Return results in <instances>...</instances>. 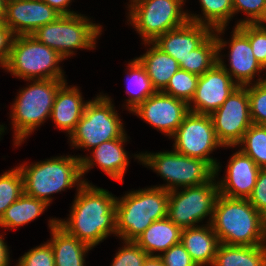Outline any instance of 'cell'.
<instances>
[{
  "mask_svg": "<svg viewBox=\"0 0 266 266\" xmlns=\"http://www.w3.org/2000/svg\"><path fill=\"white\" fill-rule=\"evenodd\" d=\"M128 67L131 72L128 86H131H129L130 88H127V91L131 98L127 101L130 108L129 110L133 111L149 96L153 95L156 90L153 88L151 80L144 67L137 59L131 61Z\"/></svg>",
  "mask_w": 266,
  "mask_h": 266,
  "instance_id": "f546056e",
  "label": "cell"
},
{
  "mask_svg": "<svg viewBox=\"0 0 266 266\" xmlns=\"http://www.w3.org/2000/svg\"><path fill=\"white\" fill-rule=\"evenodd\" d=\"M49 226L55 266H84V254L91 246L68 234L58 225V220H50Z\"/></svg>",
  "mask_w": 266,
  "mask_h": 266,
  "instance_id": "603a6c76",
  "label": "cell"
},
{
  "mask_svg": "<svg viewBox=\"0 0 266 266\" xmlns=\"http://www.w3.org/2000/svg\"><path fill=\"white\" fill-rule=\"evenodd\" d=\"M238 27L248 36L249 42L259 64L266 68V27L257 24L246 23Z\"/></svg>",
  "mask_w": 266,
  "mask_h": 266,
  "instance_id": "e575fe53",
  "label": "cell"
},
{
  "mask_svg": "<svg viewBox=\"0 0 266 266\" xmlns=\"http://www.w3.org/2000/svg\"><path fill=\"white\" fill-rule=\"evenodd\" d=\"M7 0H0V22L4 21Z\"/></svg>",
  "mask_w": 266,
  "mask_h": 266,
  "instance_id": "f6af8a7d",
  "label": "cell"
},
{
  "mask_svg": "<svg viewBox=\"0 0 266 266\" xmlns=\"http://www.w3.org/2000/svg\"><path fill=\"white\" fill-rule=\"evenodd\" d=\"M164 255H158L165 266H197L182 243L171 246Z\"/></svg>",
  "mask_w": 266,
  "mask_h": 266,
  "instance_id": "f35d334b",
  "label": "cell"
},
{
  "mask_svg": "<svg viewBox=\"0 0 266 266\" xmlns=\"http://www.w3.org/2000/svg\"><path fill=\"white\" fill-rule=\"evenodd\" d=\"M143 120L172 136L189 112L188 104L162 91H156L135 110Z\"/></svg>",
  "mask_w": 266,
  "mask_h": 266,
  "instance_id": "9a60e30c",
  "label": "cell"
},
{
  "mask_svg": "<svg viewBox=\"0 0 266 266\" xmlns=\"http://www.w3.org/2000/svg\"><path fill=\"white\" fill-rule=\"evenodd\" d=\"M263 22H266V6H265V10H264L262 17L259 19V21L256 24L261 25V23Z\"/></svg>",
  "mask_w": 266,
  "mask_h": 266,
  "instance_id": "bcb514c9",
  "label": "cell"
},
{
  "mask_svg": "<svg viewBox=\"0 0 266 266\" xmlns=\"http://www.w3.org/2000/svg\"><path fill=\"white\" fill-rule=\"evenodd\" d=\"M245 144L240 150L252 158L259 168H266V125L252 124L239 142Z\"/></svg>",
  "mask_w": 266,
  "mask_h": 266,
  "instance_id": "4dcf8cb0",
  "label": "cell"
},
{
  "mask_svg": "<svg viewBox=\"0 0 266 266\" xmlns=\"http://www.w3.org/2000/svg\"><path fill=\"white\" fill-rule=\"evenodd\" d=\"M247 92L252 123L266 125V80L258 79Z\"/></svg>",
  "mask_w": 266,
  "mask_h": 266,
  "instance_id": "836d02e7",
  "label": "cell"
},
{
  "mask_svg": "<svg viewBox=\"0 0 266 266\" xmlns=\"http://www.w3.org/2000/svg\"><path fill=\"white\" fill-rule=\"evenodd\" d=\"M60 16L42 0H7L3 22L15 36L32 35L39 27L56 21Z\"/></svg>",
  "mask_w": 266,
  "mask_h": 266,
  "instance_id": "2e32d148",
  "label": "cell"
},
{
  "mask_svg": "<svg viewBox=\"0 0 266 266\" xmlns=\"http://www.w3.org/2000/svg\"><path fill=\"white\" fill-rule=\"evenodd\" d=\"M208 226L182 229L181 243L197 266L213 265L220 245L211 224Z\"/></svg>",
  "mask_w": 266,
  "mask_h": 266,
  "instance_id": "44dd1931",
  "label": "cell"
},
{
  "mask_svg": "<svg viewBox=\"0 0 266 266\" xmlns=\"http://www.w3.org/2000/svg\"><path fill=\"white\" fill-rule=\"evenodd\" d=\"M138 157L143 164L152 167L169 182L165 186H160L168 191L175 190V185L185 188L204 184L215 175V170L203 159L188 157L175 150L140 154Z\"/></svg>",
  "mask_w": 266,
  "mask_h": 266,
  "instance_id": "9c48e42d",
  "label": "cell"
},
{
  "mask_svg": "<svg viewBox=\"0 0 266 266\" xmlns=\"http://www.w3.org/2000/svg\"><path fill=\"white\" fill-rule=\"evenodd\" d=\"M227 167L226 179L218 184L219 194L228 198L248 199L261 168L241 151L231 157Z\"/></svg>",
  "mask_w": 266,
  "mask_h": 266,
  "instance_id": "e0dca14e",
  "label": "cell"
},
{
  "mask_svg": "<svg viewBox=\"0 0 266 266\" xmlns=\"http://www.w3.org/2000/svg\"><path fill=\"white\" fill-rule=\"evenodd\" d=\"M230 71L238 86H248L255 73L264 69L253 54L248 36L238 27L234 29L230 42Z\"/></svg>",
  "mask_w": 266,
  "mask_h": 266,
  "instance_id": "d6986e66",
  "label": "cell"
},
{
  "mask_svg": "<svg viewBox=\"0 0 266 266\" xmlns=\"http://www.w3.org/2000/svg\"><path fill=\"white\" fill-rule=\"evenodd\" d=\"M18 266H55L53 249L50 243L31 249L19 260Z\"/></svg>",
  "mask_w": 266,
  "mask_h": 266,
  "instance_id": "8d00e7d4",
  "label": "cell"
},
{
  "mask_svg": "<svg viewBox=\"0 0 266 266\" xmlns=\"http://www.w3.org/2000/svg\"><path fill=\"white\" fill-rule=\"evenodd\" d=\"M175 138V151L193 158L206 161L217 174L219 166L208 154L217 146H223L217 139L213 122L208 114L188 112L178 129Z\"/></svg>",
  "mask_w": 266,
  "mask_h": 266,
  "instance_id": "7c38bea8",
  "label": "cell"
},
{
  "mask_svg": "<svg viewBox=\"0 0 266 266\" xmlns=\"http://www.w3.org/2000/svg\"><path fill=\"white\" fill-rule=\"evenodd\" d=\"M0 235V266H8L9 264V253L7 249V245H5L3 239Z\"/></svg>",
  "mask_w": 266,
  "mask_h": 266,
  "instance_id": "7bdbcfd3",
  "label": "cell"
},
{
  "mask_svg": "<svg viewBox=\"0 0 266 266\" xmlns=\"http://www.w3.org/2000/svg\"><path fill=\"white\" fill-rule=\"evenodd\" d=\"M206 183L185 187L184 191L176 193V189L169 191L167 217L181 229L195 227L194 224L213 216L216 199L219 195L218 183L212 180Z\"/></svg>",
  "mask_w": 266,
  "mask_h": 266,
  "instance_id": "8fae6325",
  "label": "cell"
},
{
  "mask_svg": "<svg viewBox=\"0 0 266 266\" xmlns=\"http://www.w3.org/2000/svg\"><path fill=\"white\" fill-rule=\"evenodd\" d=\"M100 27L79 14L61 15L56 21L39 27L31 36L65 58L73 54L72 49L94 48Z\"/></svg>",
  "mask_w": 266,
  "mask_h": 266,
  "instance_id": "ba28073f",
  "label": "cell"
},
{
  "mask_svg": "<svg viewBox=\"0 0 266 266\" xmlns=\"http://www.w3.org/2000/svg\"><path fill=\"white\" fill-rule=\"evenodd\" d=\"M218 141L223 146H236L253 124L250 117L246 86H238L221 107L210 114Z\"/></svg>",
  "mask_w": 266,
  "mask_h": 266,
  "instance_id": "4fadbf2b",
  "label": "cell"
},
{
  "mask_svg": "<svg viewBox=\"0 0 266 266\" xmlns=\"http://www.w3.org/2000/svg\"><path fill=\"white\" fill-rule=\"evenodd\" d=\"M169 191L161 187L132 191L116 200V234L135 241L154 221L167 217Z\"/></svg>",
  "mask_w": 266,
  "mask_h": 266,
  "instance_id": "3957f363",
  "label": "cell"
},
{
  "mask_svg": "<svg viewBox=\"0 0 266 266\" xmlns=\"http://www.w3.org/2000/svg\"><path fill=\"white\" fill-rule=\"evenodd\" d=\"M47 5L52 7L54 10H56L61 15H73L76 13L71 12L70 10H67L66 6L70 3L71 0H42Z\"/></svg>",
  "mask_w": 266,
  "mask_h": 266,
  "instance_id": "b9f144b4",
  "label": "cell"
},
{
  "mask_svg": "<svg viewBox=\"0 0 266 266\" xmlns=\"http://www.w3.org/2000/svg\"><path fill=\"white\" fill-rule=\"evenodd\" d=\"M24 193V179L19 168L0 176V219L6 209Z\"/></svg>",
  "mask_w": 266,
  "mask_h": 266,
  "instance_id": "1f68e13d",
  "label": "cell"
},
{
  "mask_svg": "<svg viewBox=\"0 0 266 266\" xmlns=\"http://www.w3.org/2000/svg\"><path fill=\"white\" fill-rule=\"evenodd\" d=\"M211 224L220 243L238 246L264 245L265 218L248 199L218 195Z\"/></svg>",
  "mask_w": 266,
  "mask_h": 266,
  "instance_id": "7a4b0ae2",
  "label": "cell"
},
{
  "mask_svg": "<svg viewBox=\"0 0 266 266\" xmlns=\"http://www.w3.org/2000/svg\"><path fill=\"white\" fill-rule=\"evenodd\" d=\"M142 266H165L158 255L147 256Z\"/></svg>",
  "mask_w": 266,
  "mask_h": 266,
  "instance_id": "ee69618b",
  "label": "cell"
},
{
  "mask_svg": "<svg viewBox=\"0 0 266 266\" xmlns=\"http://www.w3.org/2000/svg\"><path fill=\"white\" fill-rule=\"evenodd\" d=\"M110 98L97 96L87 102L83 116L70 134L73 146L95 148L124 135L122 122L113 109Z\"/></svg>",
  "mask_w": 266,
  "mask_h": 266,
  "instance_id": "52a82bcc",
  "label": "cell"
},
{
  "mask_svg": "<svg viewBox=\"0 0 266 266\" xmlns=\"http://www.w3.org/2000/svg\"><path fill=\"white\" fill-rule=\"evenodd\" d=\"M18 168L24 179V193L48 205L51 201L48 195L71 188L82 176L81 157H58Z\"/></svg>",
  "mask_w": 266,
  "mask_h": 266,
  "instance_id": "277c9868",
  "label": "cell"
},
{
  "mask_svg": "<svg viewBox=\"0 0 266 266\" xmlns=\"http://www.w3.org/2000/svg\"><path fill=\"white\" fill-rule=\"evenodd\" d=\"M184 0H133L130 19L145 42L186 24L188 14L181 11Z\"/></svg>",
  "mask_w": 266,
  "mask_h": 266,
  "instance_id": "30bf717a",
  "label": "cell"
},
{
  "mask_svg": "<svg viewBox=\"0 0 266 266\" xmlns=\"http://www.w3.org/2000/svg\"><path fill=\"white\" fill-rule=\"evenodd\" d=\"M115 256L111 266H142L148 254L135 241H125Z\"/></svg>",
  "mask_w": 266,
  "mask_h": 266,
  "instance_id": "d590c367",
  "label": "cell"
},
{
  "mask_svg": "<svg viewBox=\"0 0 266 266\" xmlns=\"http://www.w3.org/2000/svg\"><path fill=\"white\" fill-rule=\"evenodd\" d=\"M199 77L196 74L179 69L170 78L168 85L162 92L189 104L194 97Z\"/></svg>",
  "mask_w": 266,
  "mask_h": 266,
  "instance_id": "d6a6232c",
  "label": "cell"
},
{
  "mask_svg": "<svg viewBox=\"0 0 266 266\" xmlns=\"http://www.w3.org/2000/svg\"><path fill=\"white\" fill-rule=\"evenodd\" d=\"M63 59L31 35L14 36L5 68L27 80L64 79L62 70L56 66Z\"/></svg>",
  "mask_w": 266,
  "mask_h": 266,
  "instance_id": "5b68a950",
  "label": "cell"
},
{
  "mask_svg": "<svg viewBox=\"0 0 266 266\" xmlns=\"http://www.w3.org/2000/svg\"><path fill=\"white\" fill-rule=\"evenodd\" d=\"M47 206L45 201L23 193L6 209L0 219V226L14 228L29 223L37 218Z\"/></svg>",
  "mask_w": 266,
  "mask_h": 266,
  "instance_id": "83f0119b",
  "label": "cell"
},
{
  "mask_svg": "<svg viewBox=\"0 0 266 266\" xmlns=\"http://www.w3.org/2000/svg\"><path fill=\"white\" fill-rule=\"evenodd\" d=\"M64 83V79H35L32 85L20 92L11 115L15 144H20L48 115L50 117L55 95Z\"/></svg>",
  "mask_w": 266,
  "mask_h": 266,
  "instance_id": "8992f818",
  "label": "cell"
},
{
  "mask_svg": "<svg viewBox=\"0 0 266 266\" xmlns=\"http://www.w3.org/2000/svg\"><path fill=\"white\" fill-rule=\"evenodd\" d=\"M225 44L212 33L198 48L190 51L184 61H181L180 69L198 76L203 75L217 63L219 51Z\"/></svg>",
  "mask_w": 266,
  "mask_h": 266,
  "instance_id": "4316f807",
  "label": "cell"
},
{
  "mask_svg": "<svg viewBox=\"0 0 266 266\" xmlns=\"http://www.w3.org/2000/svg\"><path fill=\"white\" fill-rule=\"evenodd\" d=\"M125 140L126 137L124 134L120 138L103 142L99 146L93 148V159H89L88 157L81 158L82 175L91 168L94 162L92 160H95L101 169L111 178L122 181L129 163L127 154L122 147V143L125 142Z\"/></svg>",
  "mask_w": 266,
  "mask_h": 266,
  "instance_id": "ffe728a7",
  "label": "cell"
},
{
  "mask_svg": "<svg viewBox=\"0 0 266 266\" xmlns=\"http://www.w3.org/2000/svg\"><path fill=\"white\" fill-rule=\"evenodd\" d=\"M182 229L175 225L168 217L154 221L135 242L148 256L153 251H167L171 246L181 243Z\"/></svg>",
  "mask_w": 266,
  "mask_h": 266,
  "instance_id": "cb8c5ba5",
  "label": "cell"
},
{
  "mask_svg": "<svg viewBox=\"0 0 266 266\" xmlns=\"http://www.w3.org/2000/svg\"><path fill=\"white\" fill-rule=\"evenodd\" d=\"M222 60L217 57V63L199 77L194 97V107L188 109L198 114H208L223 105L231 93L238 87L229 74Z\"/></svg>",
  "mask_w": 266,
  "mask_h": 266,
  "instance_id": "5bb4252c",
  "label": "cell"
},
{
  "mask_svg": "<svg viewBox=\"0 0 266 266\" xmlns=\"http://www.w3.org/2000/svg\"><path fill=\"white\" fill-rule=\"evenodd\" d=\"M210 30L213 31L207 25L188 21L159 36L154 43L180 64L212 34Z\"/></svg>",
  "mask_w": 266,
  "mask_h": 266,
  "instance_id": "ac0fdd59",
  "label": "cell"
},
{
  "mask_svg": "<svg viewBox=\"0 0 266 266\" xmlns=\"http://www.w3.org/2000/svg\"><path fill=\"white\" fill-rule=\"evenodd\" d=\"M154 44L143 56L137 60L147 72L151 84L156 91H163L168 85L170 78L180 69L179 63Z\"/></svg>",
  "mask_w": 266,
  "mask_h": 266,
  "instance_id": "d4e9b609",
  "label": "cell"
},
{
  "mask_svg": "<svg viewBox=\"0 0 266 266\" xmlns=\"http://www.w3.org/2000/svg\"><path fill=\"white\" fill-rule=\"evenodd\" d=\"M14 36L11 29L4 22H0V64L3 67L8 61Z\"/></svg>",
  "mask_w": 266,
  "mask_h": 266,
  "instance_id": "60d3db41",
  "label": "cell"
},
{
  "mask_svg": "<svg viewBox=\"0 0 266 266\" xmlns=\"http://www.w3.org/2000/svg\"><path fill=\"white\" fill-rule=\"evenodd\" d=\"M248 201L266 218V168H261Z\"/></svg>",
  "mask_w": 266,
  "mask_h": 266,
  "instance_id": "ab89813d",
  "label": "cell"
},
{
  "mask_svg": "<svg viewBox=\"0 0 266 266\" xmlns=\"http://www.w3.org/2000/svg\"><path fill=\"white\" fill-rule=\"evenodd\" d=\"M66 82L58 89L50 117L60 129L68 131L70 135L83 116L87 103H83L77 88H67Z\"/></svg>",
  "mask_w": 266,
  "mask_h": 266,
  "instance_id": "7402d4cb",
  "label": "cell"
},
{
  "mask_svg": "<svg viewBox=\"0 0 266 266\" xmlns=\"http://www.w3.org/2000/svg\"><path fill=\"white\" fill-rule=\"evenodd\" d=\"M212 266H266V245L238 246L220 243Z\"/></svg>",
  "mask_w": 266,
  "mask_h": 266,
  "instance_id": "484cf974",
  "label": "cell"
},
{
  "mask_svg": "<svg viewBox=\"0 0 266 266\" xmlns=\"http://www.w3.org/2000/svg\"><path fill=\"white\" fill-rule=\"evenodd\" d=\"M232 2L234 13L243 10V12L245 11L251 17L247 20L240 21L236 26L246 23L256 24L262 17L266 6V0H232Z\"/></svg>",
  "mask_w": 266,
  "mask_h": 266,
  "instance_id": "74e56055",
  "label": "cell"
},
{
  "mask_svg": "<svg viewBox=\"0 0 266 266\" xmlns=\"http://www.w3.org/2000/svg\"><path fill=\"white\" fill-rule=\"evenodd\" d=\"M69 222L58 225L68 234L93 247L116 233V199L108 191L80 181Z\"/></svg>",
  "mask_w": 266,
  "mask_h": 266,
  "instance_id": "6da1fadb",
  "label": "cell"
},
{
  "mask_svg": "<svg viewBox=\"0 0 266 266\" xmlns=\"http://www.w3.org/2000/svg\"><path fill=\"white\" fill-rule=\"evenodd\" d=\"M200 2L205 20L203 21L201 17L188 15L189 21L207 25L215 29L214 31L217 33H221L234 14L232 0H200Z\"/></svg>",
  "mask_w": 266,
  "mask_h": 266,
  "instance_id": "f1b7e54d",
  "label": "cell"
}]
</instances>
